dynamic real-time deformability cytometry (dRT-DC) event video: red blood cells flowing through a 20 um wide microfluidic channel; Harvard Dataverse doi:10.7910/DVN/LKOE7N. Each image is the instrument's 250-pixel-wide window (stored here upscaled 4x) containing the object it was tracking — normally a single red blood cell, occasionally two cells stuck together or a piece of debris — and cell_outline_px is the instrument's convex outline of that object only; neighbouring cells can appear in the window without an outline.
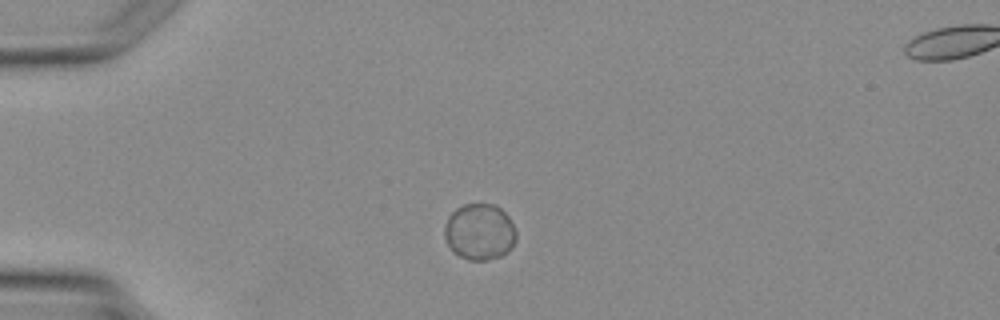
{"species": "Egyptian fruit bat (a non-hibernating species)", "species_latin": "Rousettus aegyptiacus", "temperature_condition": "warm", "stored_images_in_passage": 2, "camera_frame_rate_fps": 3000, "um_per_image_px": 0.085, "animal": {"sex": "female"}, "frame": {"image": 1, "passage_image": 1, "time_ms": 0.0, "image_size_px": [1000, 320], "cell_outline_px": [[516, 240], [512, 248], [508, 252], [500, 256], [488, 260], [468, 260], [452, 252], [444, 236], [444, 224], [448, 216], [456, 208], [464, 204], [496, 204], [508, 216], [516, 232]], "centroid_in_image_um": [40.75, 19.71], "position_along_channel_um": 44.2, "area_um2": 23.76}}